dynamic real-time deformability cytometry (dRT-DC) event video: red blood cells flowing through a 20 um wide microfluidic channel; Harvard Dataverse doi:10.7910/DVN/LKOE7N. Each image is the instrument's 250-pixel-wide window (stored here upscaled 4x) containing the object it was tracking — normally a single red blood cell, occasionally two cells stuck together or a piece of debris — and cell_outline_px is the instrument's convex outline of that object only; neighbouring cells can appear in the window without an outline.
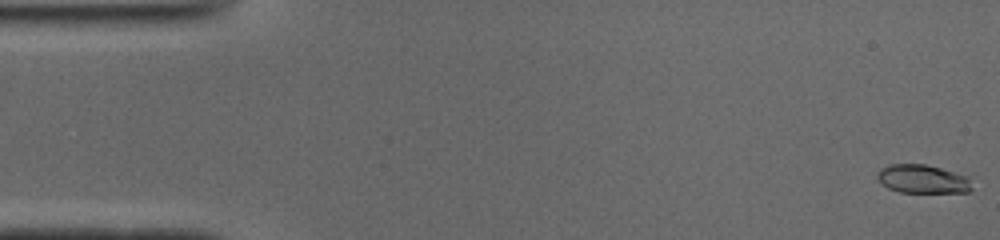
{"species": "common noctule bat (a hibernating species)", "species_latin": "Nyctalus noctula", "temperature_condition": "cold", "stored_images_in_passage": 51, "camera_frame_rate_fps": 3000, "um_per_image_px": 0.085, "animal": {"sex": "male", "body_mass_g": 19.0, "forearm_length_mm": 50.8}, "frame": {"image": 1, "passage_image": 1, "time_ms": 0.0, "image_size_px": [1000, 240], "cell_outline_px": [[972, 188], [968, 192], [900, 192], [888, 188], [880, 184], [876, 176], [876, 172], [880, 168], [888, 164], [924, 164], [940, 168], [968, 176]], "centroid_in_image_um": [78.36, 15.21], "position_along_channel_um": 6.6, "area_um2": 15.84}}
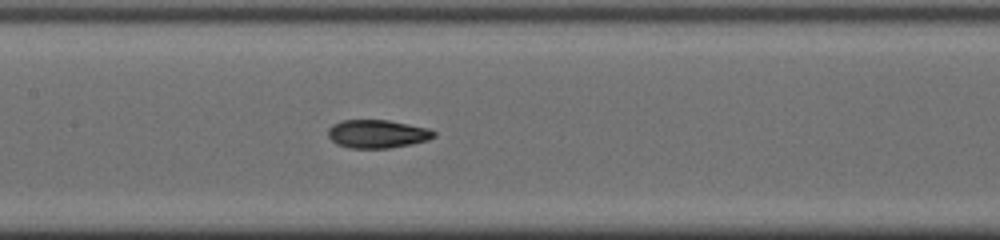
{"frame": {"image": 2, "passage_image": 24, "time_ms": 7.667, "image_size_px": [1000, 240], "cell_outline_px": [[436, 136], [428, 140], [412, 144], [388, 148], [348, 148], [336, 144], [328, 136], [328, 128], [332, 124], [344, 120], [388, 120], [428, 128], [436, 132]], "centroid_in_image_um": [32.07, 11.38], "position_along_channel_um": 175.3, "area_um2": 17.51}}
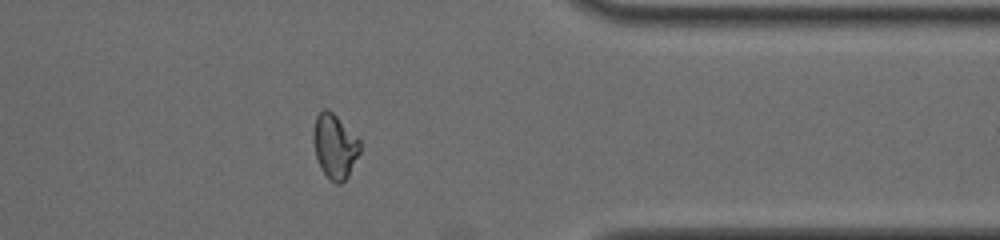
{"frame": {"image": 3, "passage_image": 41, "time_ms": 13.333, "image_size_px": [1000, 240], "cell_outline_px": [[360, 152], [348, 176], [340, 184], [336, 184], [320, 168], [316, 156], [312, 140], [312, 132], [316, 116], [324, 108], [328, 108], [360, 140]], "centroid_in_image_um": [28.43, 12.41], "position_along_channel_um": 383.0, "area_um2": 17.4}, "authors_computed_cell_mechanics": {"area_um2": 17.2822, "velocity_mm_per_s": 3.942, "shape_relaxation_time_tau1_ms": null, "shape_relaxation_time_tau2_ms": 2.3171, "deformation_change_tau1": null, "deformation_change_tau2": 0.0746}}